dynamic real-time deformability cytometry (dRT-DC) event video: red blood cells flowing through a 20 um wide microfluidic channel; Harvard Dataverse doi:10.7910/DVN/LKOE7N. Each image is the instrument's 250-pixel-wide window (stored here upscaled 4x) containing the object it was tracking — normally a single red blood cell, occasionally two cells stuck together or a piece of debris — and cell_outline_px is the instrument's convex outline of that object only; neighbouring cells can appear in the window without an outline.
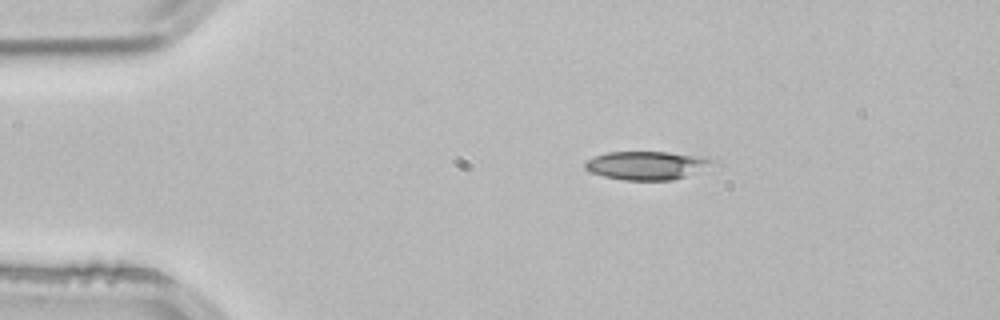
{"species": "common noctule bat (a hibernating species)", "species_latin": "Nyctalus noctula", "temperature_condition": "room temperature", "stored_images_in_passage": 1, "camera_frame_rate_fps": 3000, "um_per_image_px": 0.085, "animal": {"sex": "male", "body_mass_g": 21.5, "forearm_length_mm": 52.0}, "frame": {"image": 1, "passage_image": 1, "time_ms": 0.0, "image_size_px": [1000, 320], "cell_outline_px": [[724, 164], [672, 180], [624, 180], [604, 176], [592, 172], [584, 168], [584, 160], [608, 152], [668, 152], [700, 156], [720, 160]], "centroid_in_image_um": [55.12, 14.05], "position_along_channel_um": 29.9, "area_um2": 21.62}}